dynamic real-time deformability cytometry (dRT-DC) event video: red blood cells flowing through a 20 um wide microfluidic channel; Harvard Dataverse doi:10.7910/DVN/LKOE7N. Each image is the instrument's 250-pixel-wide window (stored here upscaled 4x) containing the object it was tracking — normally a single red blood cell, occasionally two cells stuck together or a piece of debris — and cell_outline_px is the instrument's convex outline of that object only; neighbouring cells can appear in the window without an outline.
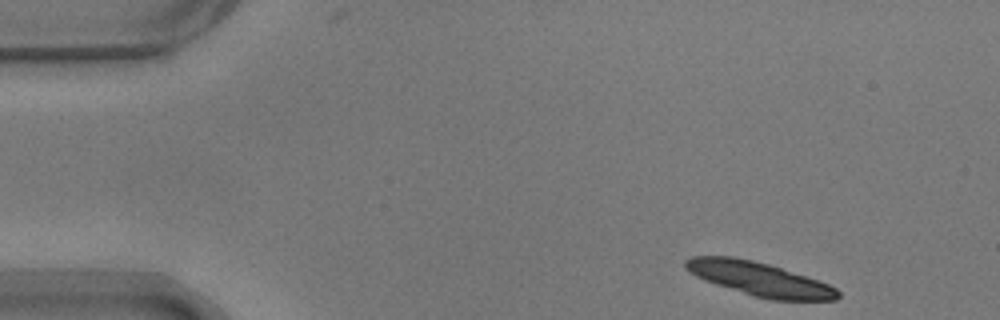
{"species": "common noctule bat (a hibernating species)", "species_latin": "Nyctalus noctula", "temperature_condition": "warm", "stored_images_in_passage": 51, "camera_frame_rate_fps": 3000, "um_per_image_px": 0.085, "animal": {"sex": "male", "body_mass_g": 17.9}, "frame": {"image": 1, "passage_image": 1, "time_ms": 0.0, "image_size_px": [1000, 320], "cell_outline_px": [[840, 296], [836, 300], [772, 300], [756, 296], [716, 284], [704, 280], [688, 272], [684, 268], [684, 260], [692, 256], [732, 256], [752, 260], [768, 264], [828, 284], [836, 288], [840, 292]], "centroid_in_image_um": [64.51, 23.7], "position_along_channel_um": 20.5, "area_um2": 29.59}}
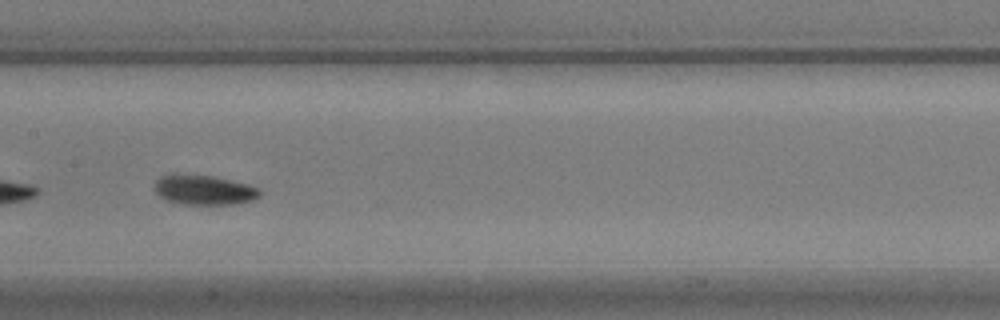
{"frame": {"image": 2, "passage_image": 23, "time_ms": 7.333, "image_size_px": [1000, 320], "cell_outline_px": [[260, 196], [252, 200], [236, 204], [184, 204], [164, 200], [152, 188], [156, 180], [160, 176], [172, 172], [176, 172], [212, 176], [248, 184], [260, 188]], "centroid_in_image_um": [17.27, 16.12], "position_along_channel_um": 190.1, "area_um2": 18.73}}
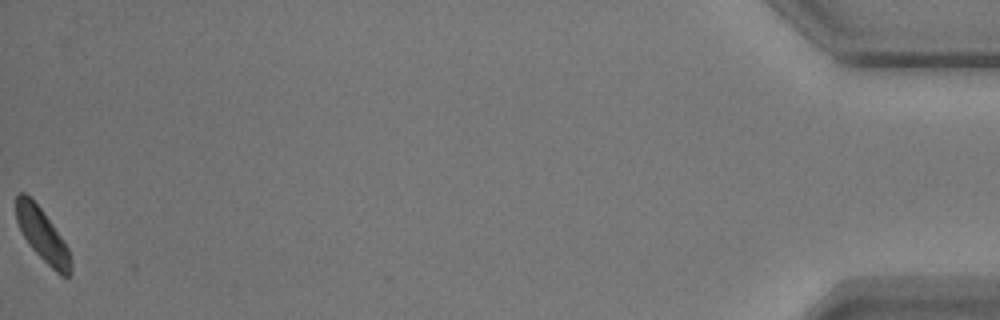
{"frame": {"image": 3, "passage_image": 51, "time_ms": 16.667, "image_size_px": [1000, 320], "cell_outline_px": [[72, 272], [68, 276], [60, 276], [32, 248], [24, 236], [16, 220], [16, 196], [20, 192], [24, 192], [40, 208], [52, 224], [68, 248], [72, 260]], "centroid_in_image_um": [3.63, 20.01], "position_along_channel_um": 431.6, "area_um2": 16.42}, "authors_computed_cell_mechanics": {"area_um2": 17.8602, "velocity_mm_per_s": 3.6384, "shape_relaxation_time_tau1_ms": 3.4106, "shape_relaxation_time_tau2_ms": 3.3206, "deformation_change_tau1": 0.1177, "deformation_change_tau2": 0.0739}}